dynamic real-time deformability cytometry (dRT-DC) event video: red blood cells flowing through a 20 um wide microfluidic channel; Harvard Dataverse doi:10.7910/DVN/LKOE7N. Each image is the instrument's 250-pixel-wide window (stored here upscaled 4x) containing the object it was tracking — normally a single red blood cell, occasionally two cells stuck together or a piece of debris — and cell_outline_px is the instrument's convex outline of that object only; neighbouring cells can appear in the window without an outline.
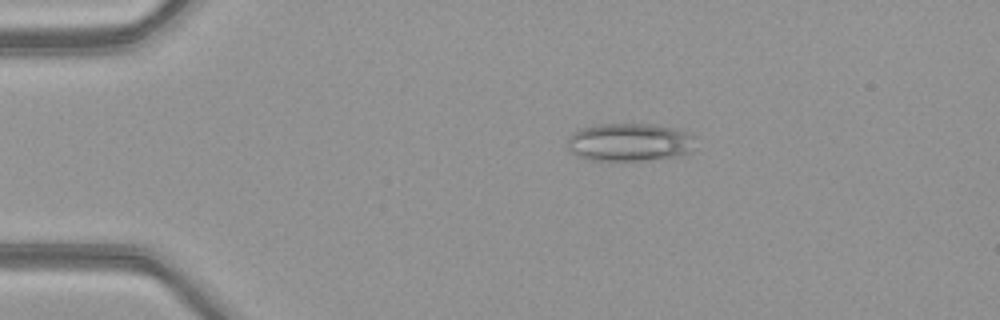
{"species": "common noctule bat (a hibernating species)", "species_latin": "Nyctalus noctula", "temperature_condition": "warm", "stored_images_in_passage": 50, "camera_frame_rate_fps": 3000, "um_per_image_px": 0.085, "animal": {"sex": "female", "body_mass_g": 21.9}, "frame": {"image": 1, "passage_image": 10, "time_ms": 3.0, "image_size_px": [1000, 320], "cell_outline_px": [[692, 136], [688, 152], [672, 156], [644, 160], [592, 160], [580, 156], [572, 152], [568, 148], [568, 136], [572, 132], [580, 128], [596, 124], [648, 124], [672, 128], [684, 132]], "centroid_in_image_um": [53.38, 12.07], "position_along_channel_um": 31.6, "area_um2": 27.57}}
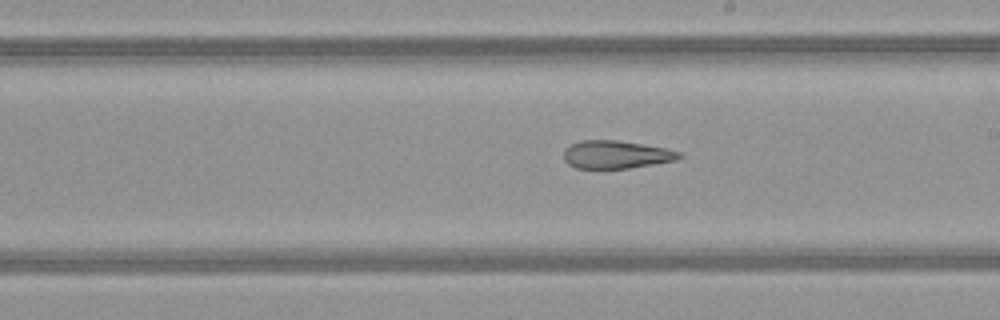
{"frame": {"image": 2, "passage_image": 29, "time_ms": 9.333, "image_size_px": [1000, 320], "cell_outline_px": [[684, 156], [676, 160], [628, 168], [576, 168], [568, 164], [564, 160], [564, 148], [580, 140], [616, 140], [664, 148], [680, 152]], "centroid_in_image_um": [52.34, 13.14], "position_along_channel_um": 236.7, "area_um2": 18.61}}
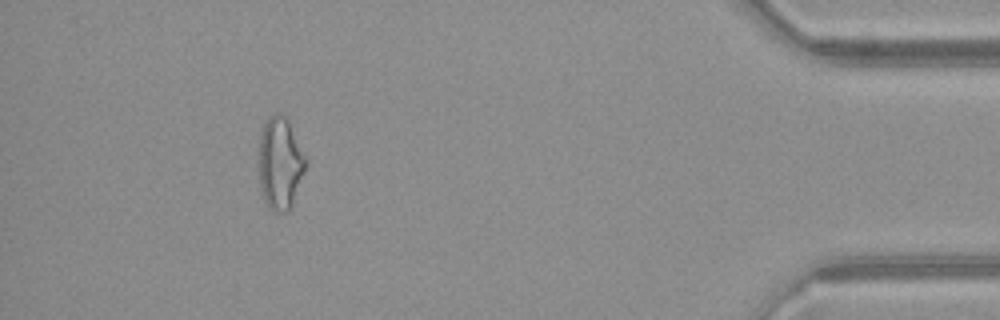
{"frame": {"image": 3, "passage_image": 46, "time_ms": 15.0, "image_size_px": [1000, 320], "cell_outline_px": [[308, 164], [292, 208], [288, 212], [276, 212], [264, 200], [260, 188], [256, 152], [260, 132], [268, 116], [276, 112], [280, 112], [288, 116], [308, 156]], "centroid_in_image_um": [23.83, 13.8], "position_along_channel_um": 411.4, "area_um2": 26.99}, "authors_computed_cell_mechanics": {"area_um2": 23.987, "velocity_mm_per_s": 4.1126, "shape_relaxation_time_tau1_ms": null, "shape_relaxation_time_tau2_ms": 3.6483, "deformation_change_tau1": null, "deformation_change_tau2": 0.1444}}